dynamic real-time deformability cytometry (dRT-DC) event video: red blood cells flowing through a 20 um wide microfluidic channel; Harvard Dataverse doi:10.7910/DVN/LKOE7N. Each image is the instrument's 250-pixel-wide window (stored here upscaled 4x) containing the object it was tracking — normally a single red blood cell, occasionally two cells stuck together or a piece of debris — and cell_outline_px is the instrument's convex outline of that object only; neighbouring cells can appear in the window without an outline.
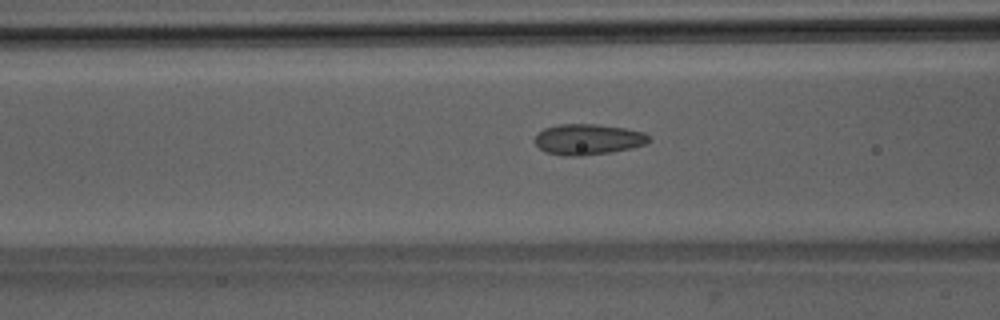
{"species": "Egyptian fruit bat (a non-hibernating species)", "species_latin": "Rousettus aegyptiacus", "temperature_condition": "room temperature", "stored_images_in_passage": 52, "camera_frame_rate_fps": 3000, "um_per_image_px": 0.085, "animal": {"sex": "male"}, "frame": {"image": 1, "passage_image": 21, "time_ms": 6.667, "image_size_px": [1000, 320], "cell_outline_px": [[652, 140], [644, 144], [632, 148], [584, 156], [564, 156], [544, 152], [536, 144], [536, 136], [544, 128], [560, 124], [596, 124], [624, 128], [644, 132]], "centroid_in_image_um": [49.98, 11.85], "position_along_channel_um": 116.6, "area_um2": 20.35}}
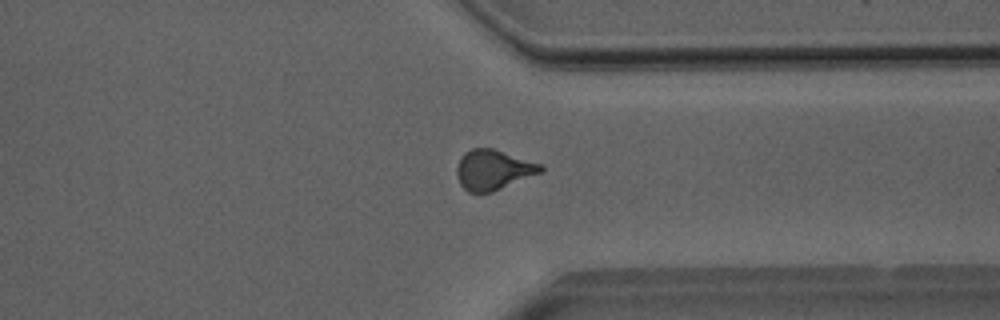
{"frame": {"image": 2, "passage_image": 40, "time_ms": 13.0, "image_size_px": [1000, 320], "cell_outline_px": [[544, 172], [492, 192], [468, 192], [460, 184], [456, 172], [456, 168], [460, 156], [464, 152], [472, 148], [492, 148], [540, 164], [544, 168]], "centroid_in_image_um": [41.91, 14.44], "position_along_channel_um": 369.5, "area_um2": 19.59}}
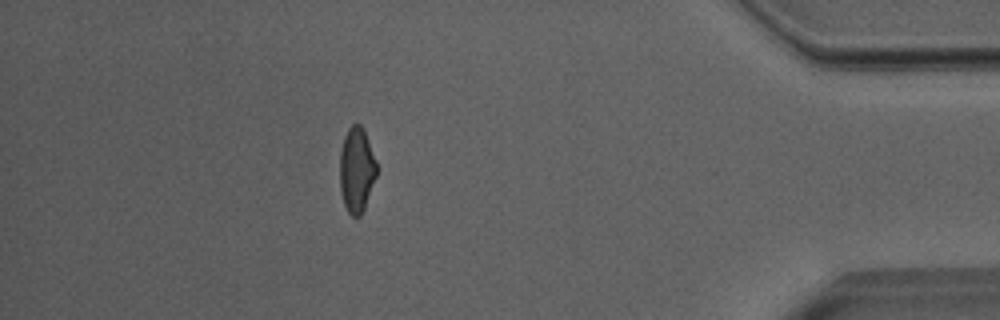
{"frame": {"image": 3, "passage_image": 46, "time_ms": 15.0, "image_size_px": [1000, 320], "cell_outline_px": [[376, 176], [364, 208], [360, 216], [352, 216], [348, 212], [344, 204], [340, 192], [340, 152], [344, 136], [348, 128], [352, 124], [360, 124], [364, 128], [376, 160]], "centroid_in_image_um": [30.3, 14.41], "position_along_channel_um": 404.9, "area_um2": 18.26}, "authors_computed_cell_mechanics": {"area_um2": 19.4208, "velocity_mm_per_s": 4.0072, "shape_relaxation_time_tau1_ms": 8.5523, "shape_relaxation_time_tau2_ms": 1.1718, "deformation_change_tau1": 0.1643, "deformation_change_tau2": 0.0908}}